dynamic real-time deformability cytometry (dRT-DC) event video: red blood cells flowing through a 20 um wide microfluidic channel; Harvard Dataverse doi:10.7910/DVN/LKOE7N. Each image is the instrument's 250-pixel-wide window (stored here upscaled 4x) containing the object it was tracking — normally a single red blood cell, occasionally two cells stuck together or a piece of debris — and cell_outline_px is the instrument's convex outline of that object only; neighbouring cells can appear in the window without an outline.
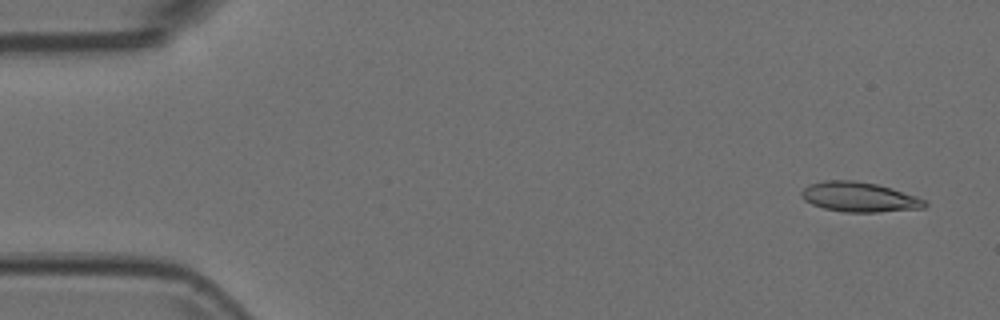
{"species": "Egyptian fruit bat (a non-hibernating species)", "species_latin": "Rousettus aegyptiacus", "temperature_condition": "room temperature", "stored_images_in_passage": 51, "camera_frame_rate_fps": 3000, "um_per_image_px": 0.085, "animal": {"sex": "female"}, "frame": {"image": 1, "passage_image": 1, "time_ms": 0.0, "image_size_px": [1000, 320], "cell_outline_px": [[928, 204], [924, 208], [876, 212], [844, 212], [824, 208], [812, 204], [804, 200], [800, 192], [808, 184], [824, 180], [852, 180], [876, 184], [892, 188], [916, 196], [924, 200]], "centroid_in_image_um": [73.02, 16.74], "position_along_channel_um": 12.0, "area_um2": 21.39}}
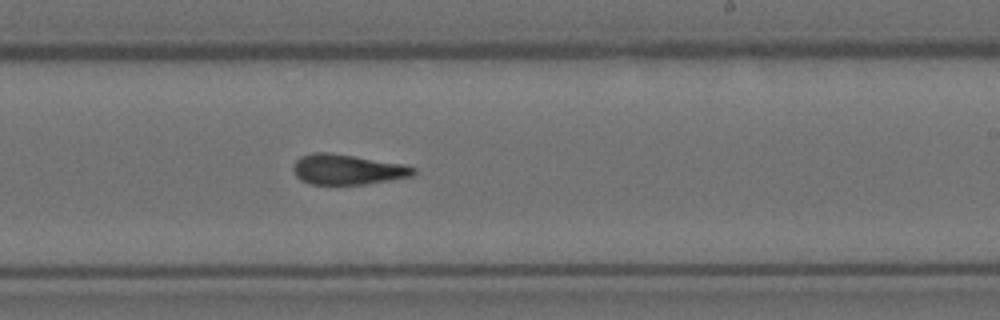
{"frame": {"image": 2, "passage_image": 30, "time_ms": 9.667, "image_size_px": [1000, 320], "cell_outline_px": [[416, 172], [412, 176], [364, 184], [312, 184], [300, 180], [296, 176], [292, 168], [296, 160], [300, 156], [312, 152], [328, 152], [404, 164], [416, 168]], "centroid_in_image_um": [29.5, 14.4], "position_along_channel_um": 259.5, "area_um2": 21.1}}
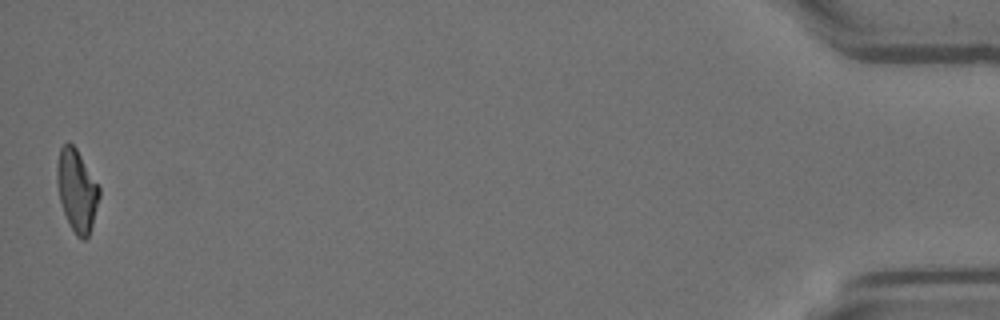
{"frame": {"image": 3, "passage_image": 51, "time_ms": 16.667, "image_size_px": [1000, 320], "cell_outline_px": [[100, 196], [92, 224], [88, 236], [84, 240], [80, 240], [76, 236], [64, 212], [60, 200], [56, 180], [56, 164], [60, 148], [68, 140], [76, 148], [100, 188]], "centroid_in_image_um": [6.52, 16.16], "position_along_channel_um": 428.7, "area_um2": 20.06}}